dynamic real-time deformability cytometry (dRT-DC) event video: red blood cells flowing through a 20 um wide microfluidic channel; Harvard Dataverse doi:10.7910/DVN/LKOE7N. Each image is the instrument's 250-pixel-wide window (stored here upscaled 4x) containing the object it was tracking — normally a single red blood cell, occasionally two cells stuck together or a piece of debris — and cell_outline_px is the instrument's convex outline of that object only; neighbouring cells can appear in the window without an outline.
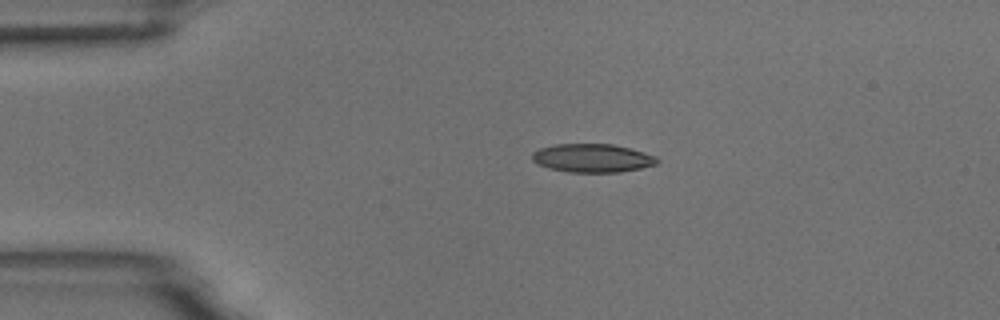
{"species": "common noctule bat (a hibernating species)", "species_latin": "Nyctalus noctula", "temperature_condition": "room temperature", "stored_images_in_passage": 4, "camera_frame_rate_fps": 3000, "um_per_image_px": 0.085, "animal": {"sex": "male", "body_mass_g": 18.8}, "frame": {"image": 1, "passage_image": 2, "time_ms": 1.0, "image_size_px": [1000, 320], "cell_outline_px": [[660, 160], [656, 164], [640, 168], [620, 172], [568, 172], [548, 168], [536, 164], [532, 160], [532, 152], [540, 148], [556, 144], [612, 144], [632, 148], [656, 156]], "centroid_in_image_um": [50.34, 13.43], "position_along_channel_um": 34.7, "area_um2": 20.87}}